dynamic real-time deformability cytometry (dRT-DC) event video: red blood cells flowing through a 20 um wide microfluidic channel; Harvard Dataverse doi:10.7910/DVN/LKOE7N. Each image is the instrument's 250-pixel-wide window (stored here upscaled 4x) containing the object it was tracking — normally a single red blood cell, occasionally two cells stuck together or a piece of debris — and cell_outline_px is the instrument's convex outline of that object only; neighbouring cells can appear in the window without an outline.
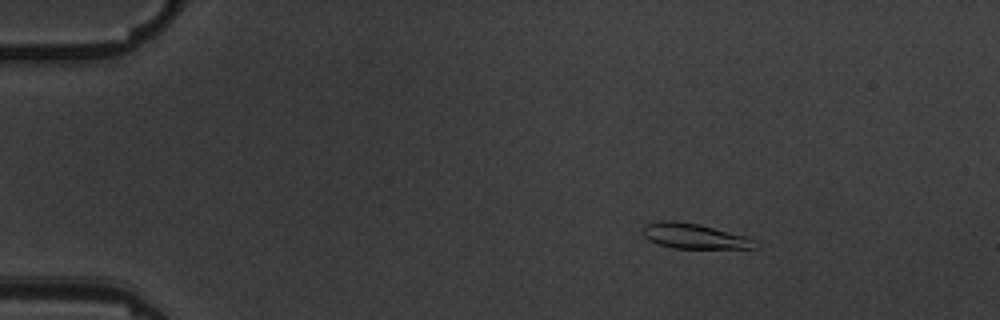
{"species": "common noctule bat (a hibernating species)", "species_latin": "Nyctalus noctula", "temperature_condition": "warm", "stored_images_in_passage": 10, "camera_frame_rate_fps": 3000, "um_per_image_px": 0.085, "animal": {"sex": "male", "body_mass_g": 19.5, "forearm_length_mm": 54.6}, "frame": {"image": 1, "passage_image": 1, "time_ms": 0.0, "image_size_px": [1000, 320], "cell_outline_px": [[756, 248], [672, 248], [648, 240], [640, 232], [640, 228], [644, 224], [656, 220], [672, 220], [700, 224], [744, 236], [756, 240]], "centroid_in_image_um": [58.9, 20.05], "position_along_channel_um": 26.1, "area_um2": 16.59}}
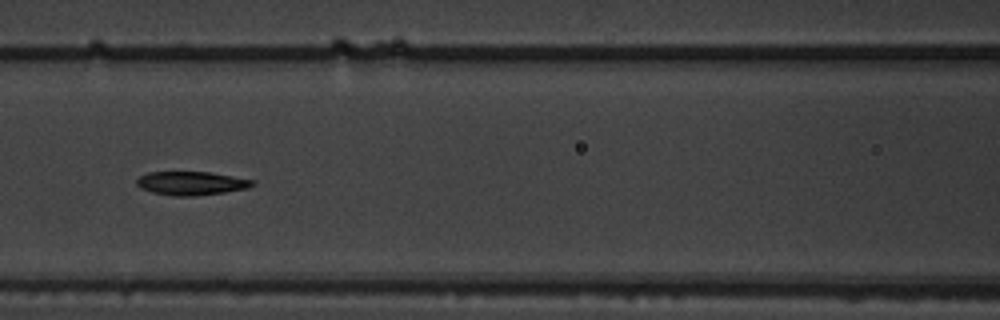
{"frame": {"image": 2, "passage_image": 6, "time_ms": 5.667, "image_size_px": [1000, 320], "cell_outline_px": [[256, 184], [248, 188], [224, 192], [196, 196], [176, 196], [152, 192], [140, 188], [136, 184], [136, 180], [140, 176], [148, 172], [208, 172], [256, 180]], "centroid_in_image_um": [16.28, 15.58], "position_along_channel_um": 150.3, "area_um2": 15.95}}
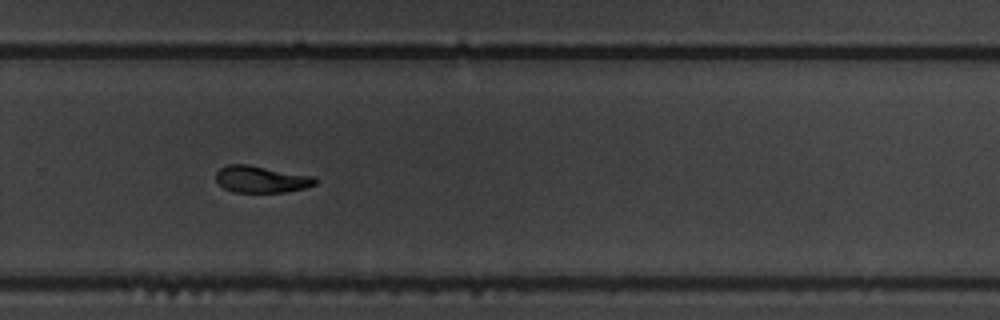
{"frame": {"image": 3, "passage_image": 10, "time_ms": 10.0, "image_size_px": [1000, 320], "cell_outline_px": [[316, 184], [304, 188], [284, 192], [232, 192], [224, 188], [216, 180], [216, 172], [220, 168], [228, 164], [248, 164], [316, 176]], "centroid_in_image_um": [22.21, 15.23], "position_along_channel_um": 307.6, "area_um2": 15.61}}